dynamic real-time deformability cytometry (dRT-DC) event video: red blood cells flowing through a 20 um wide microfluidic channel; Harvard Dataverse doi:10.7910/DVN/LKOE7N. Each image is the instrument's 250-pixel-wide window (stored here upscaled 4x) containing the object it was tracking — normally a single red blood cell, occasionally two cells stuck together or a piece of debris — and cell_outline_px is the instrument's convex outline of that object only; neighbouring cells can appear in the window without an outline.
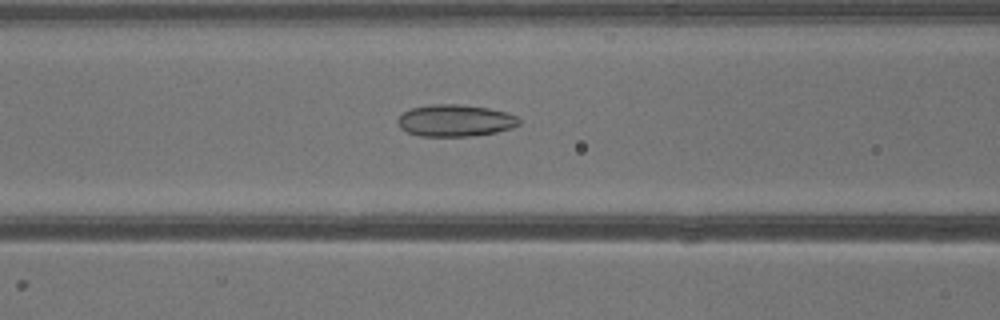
{"species": "common noctule bat (a hibernating species)", "species_latin": "Nyctalus noctula", "temperature_condition": "warm", "stored_images_in_passage": 19, "camera_frame_rate_fps": 3000, "um_per_image_px": 0.085, "animal": {"sex": "male", "body_mass_g": 13.3}, "frame": {"image": 1, "passage_image": 4, "time_ms": 1.0, "image_size_px": [1000, 320], "cell_outline_px": [[520, 124], [512, 128], [496, 132], [472, 136], [420, 136], [408, 132], [400, 128], [396, 120], [404, 112], [412, 108], [432, 104], [460, 104], [488, 108], [508, 112], [516, 116], [520, 120]], "centroid_in_image_um": [38.71, 10.24], "position_along_channel_um": 127.9, "area_um2": 22.6}}
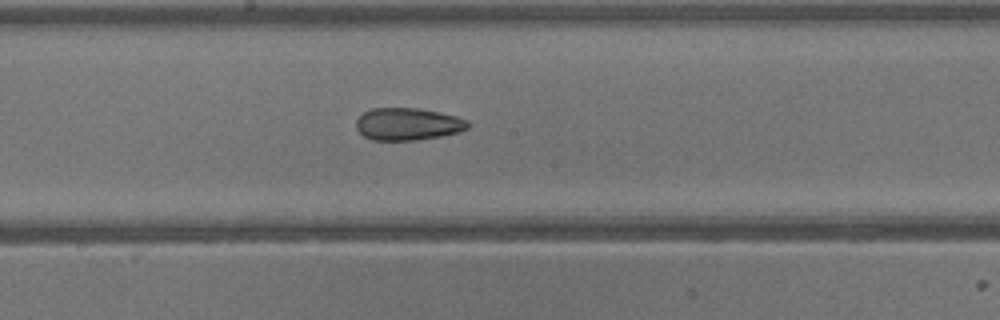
{"frame": {"image": 2, "passage_image": 9, "time_ms": 2.667, "image_size_px": [1000, 320], "cell_outline_px": [[472, 124], [468, 128], [456, 132], [440, 136], [416, 140], [372, 140], [364, 136], [356, 128], [356, 120], [364, 112], [372, 108], [420, 108], [440, 112], [456, 116], [468, 120]], "centroid_in_image_um": [34.67, 10.54], "position_along_channel_um": 213.5, "area_um2": 21.1}}
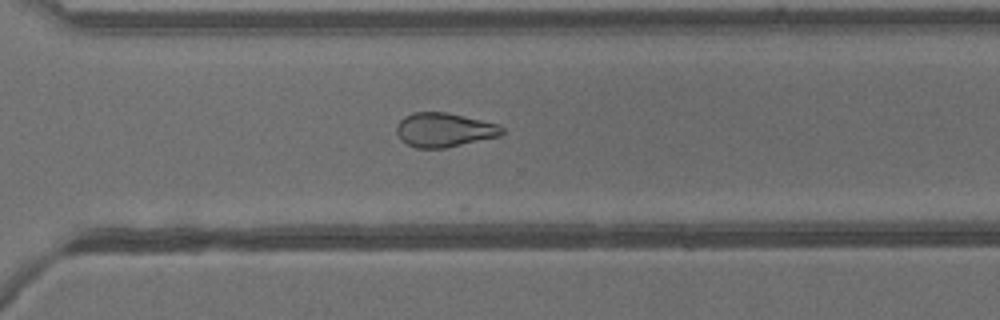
{"frame": {"image": 3, "passage_image": 16, "time_ms": 5.0, "image_size_px": [1000, 320], "cell_outline_px": [[504, 132], [500, 136], [444, 148], [416, 148], [408, 144], [396, 132], [396, 128], [400, 120], [404, 116], [412, 112], [448, 112], [500, 124], [504, 128]], "centroid_in_image_um": [37.79, 11.02], "position_along_channel_um": 332.8, "area_um2": 20.98}}